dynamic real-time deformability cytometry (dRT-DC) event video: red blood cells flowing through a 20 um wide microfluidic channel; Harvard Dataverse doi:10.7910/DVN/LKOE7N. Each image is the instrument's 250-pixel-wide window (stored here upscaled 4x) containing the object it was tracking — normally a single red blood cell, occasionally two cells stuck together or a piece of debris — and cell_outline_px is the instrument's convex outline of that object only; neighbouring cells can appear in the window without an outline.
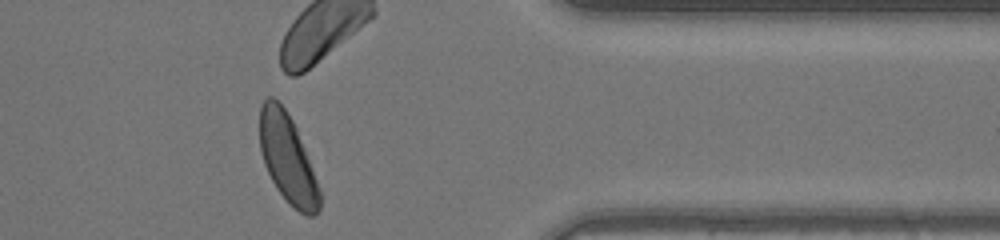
{"species": "human", "species_latin": "Homo sapiens", "temperature_condition": "warm", "stored_images_in_passage": 50, "camera_frame_rate_fps": 3000, "um_per_image_px": 0.085, "donor": {"sex": "female"}, "frame": {"image": 1, "passage_image": 41, "time_ms": 13.333, "image_size_px": [1000, 240], "cell_outline_px": [[320, 208], [312, 216], [308, 216], [300, 212], [276, 188], [264, 164], [260, 148], [260, 104], [268, 96], [272, 96], [284, 108], [292, 120], [296, 128], [320, 188]], "centroid_in_image_um": [24.43, 13.45], "position_along_channel_um": 387.0, "area_um2": 30.35}}
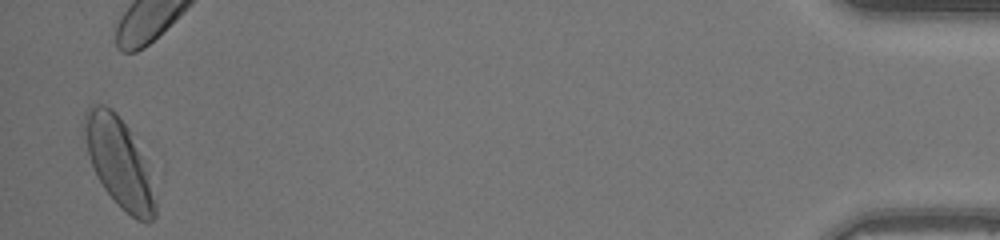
{"frame": {"image": 2, "passage_image": 49, "time_ms": 16.0, "image_size_px": [1000, 240], "cell_outline_px": [[156, 216], [152, 220], [136, 220], [104, 188], [92, 164], [88, 152], [84, 136], [84, 112], [92, 104], [104, 104], [112, 108], [116, 112], [128, 128], [140, 156], [156, 200]], "centroid_in_image_um": [10.06, 13.74], "position_along_channel_um": 425.1, "area_um2": 35.03}}